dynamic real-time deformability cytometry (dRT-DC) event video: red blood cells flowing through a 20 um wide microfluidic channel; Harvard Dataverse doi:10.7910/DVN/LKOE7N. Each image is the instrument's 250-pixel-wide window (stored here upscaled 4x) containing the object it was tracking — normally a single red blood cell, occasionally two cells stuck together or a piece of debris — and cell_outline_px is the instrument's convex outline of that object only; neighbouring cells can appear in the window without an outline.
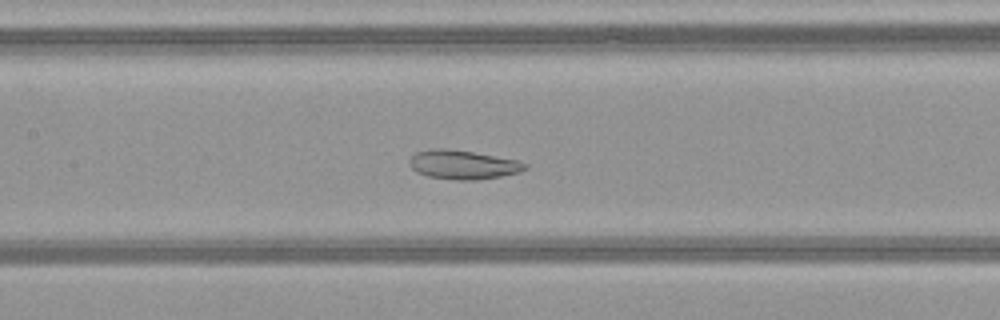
{"species": "common noctule bat (a hibernating species)", "species_latin": "Nyctalus noctula", "temperature_condition": "warm", "stored_images_in_passage": 51, "camera_frame_rate_fps": 3000, "um_per_image_px": 0.085, "animal": {"sex": "female", "body_mass_g": 21.9}, "frame": {"image": 1, "passage_image": 25, "time_ms": 8.0, "image_size_px": [1000, 320], "cell_outline_px": [[528, 168], [520, 172], [500, 176], [476, 180], [456, 180], [428, 176], [416, 172], [408, 164], [408, 160], [416, 152], [432, 148], [444, 148], [472, 152], [516, 160], [528, 164]], "centroid_in_image_um": [39.32, 14.0], "position_along_channel_um": 168.1, "area_um2": 19.48}}
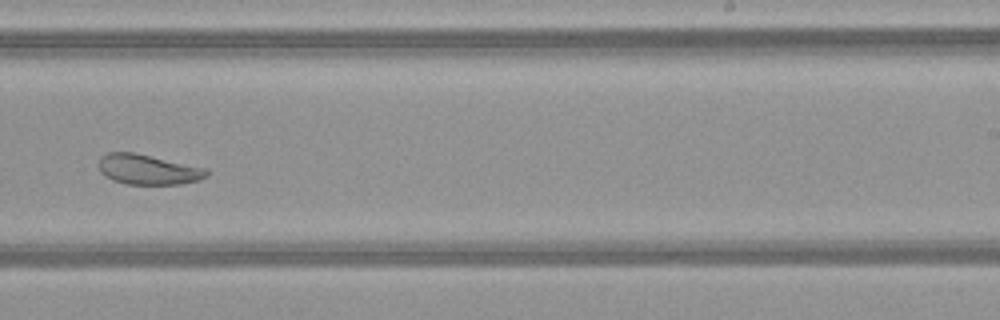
{"frame": {"image": 2, "passage_image": 33, "time_ms": 10.667, "image_size_px": [1000, 320], "cell_outline_px": [[208, 176], [200, 180], [180, 184], [124, 184], [112, 180], [104, 176], [100, 172], [100, 156], [108, 152], [132, 152], [208, 168]], "centroid_in_image_um": [12.59, 14.41], "position_along_channel_um": 276.4, "area_um2": 19.02}}
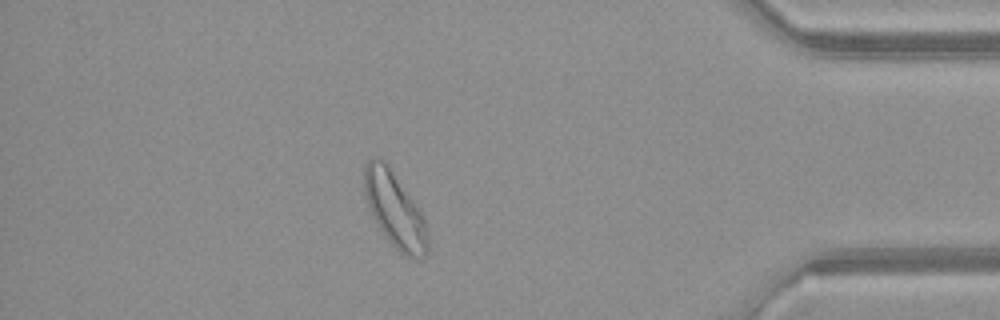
{"frame": {"image": 3, "passage_image": 45, "time_ms": 14.667, "image_size_px": [1000, 320], "cell_outline_px": [[428, 252], [420, 260], [404, 256], [388, 240], [372, 216], [364, 192], [364, 164], [372, 156], [376, 156], [384, 160], [388, 164], [420, 208], [424, 216], [428, 236]], "centroid_in_image_um": [33.57, 17.81], "position_along_channel_um": 401.6, "area_um2": 28.21}, "authors_computed_cell_mechanics": {"area_um2": 27.3972, "velocity_mm_per_s": 4.0761, "shape_relaxation_time_tau1_ms": null, "shape_relaxation_time_tau2_ms": 2.0985, "deformation_change_tau1": null, "deformation_change_tau2": 0.0724}}